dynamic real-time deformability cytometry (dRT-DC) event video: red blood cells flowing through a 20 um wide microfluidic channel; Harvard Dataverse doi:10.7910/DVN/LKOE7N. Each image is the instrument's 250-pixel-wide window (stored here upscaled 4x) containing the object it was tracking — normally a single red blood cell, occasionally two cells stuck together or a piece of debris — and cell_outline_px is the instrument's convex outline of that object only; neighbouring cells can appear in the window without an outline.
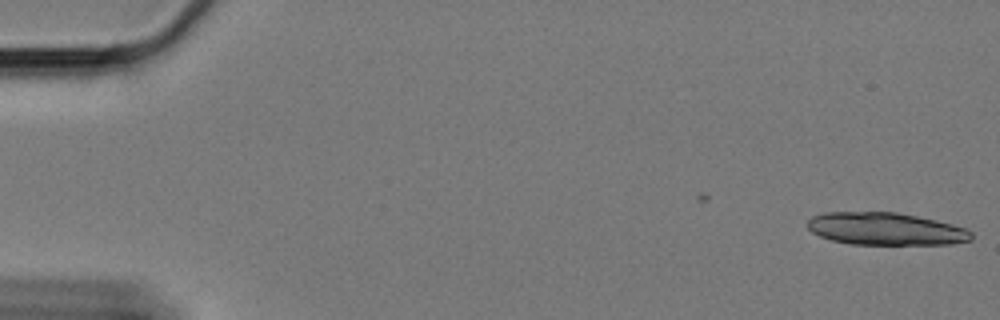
{"species": "Egyptian fruit bat (a non-hibernating species)", "species_latin": "Rousettus aegyptiacus", "temperature_condition": "cold", "stored_images_in_passage": 35, "camera_frame_rate_fps": 3000, "um_per_image_px": 0.085, "animal": {"sex": "female"}, "frame": {"image": 1, "passage_image": 1, "time_ms": 0.0, "image_size_px": [1000, 320], "cell_outline_px": [[972, 240], [952, 244], [852, 244], [832, 240], [820, 236], [812, 232], [808, 228], [808, 220], [812, 216], [824, 212], [896, 212], [936, 220], [952, 224], [964, 228], [972, 232]], "centroid_in_image_um": [75.28, 19.45], "position_along_channel_um": 9.7, "area_um2": 30.92}}
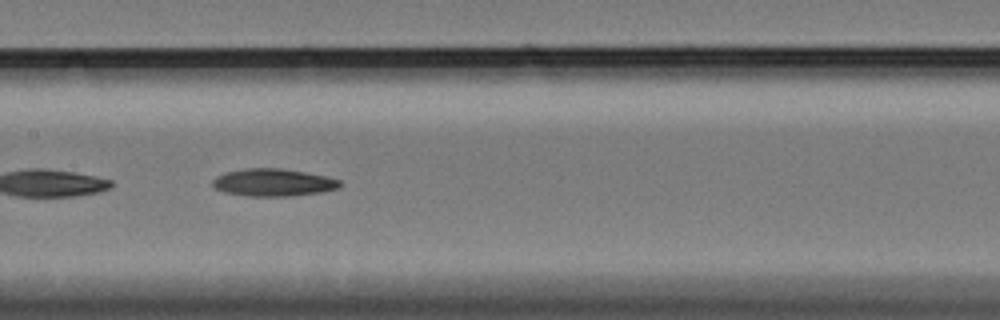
{"frame": {"image": 2, "passage_image": 30, "time_ms": 9.667, "image_size_px": [1000, 320], "cell_outline_px": [[340, 188], [320, 192], [292, 196], [248, 196], [224, 192], [216, 188], [212, 184], [212, 180], [216, 176], [228, 172], [244, 168], [280, 168], [304, 172], [324, 176], [340, 180]], "centroid_in_image_um": [23.21, 15.51], "position_along_channel_um": 184.2, "area_um2": 20.23}}